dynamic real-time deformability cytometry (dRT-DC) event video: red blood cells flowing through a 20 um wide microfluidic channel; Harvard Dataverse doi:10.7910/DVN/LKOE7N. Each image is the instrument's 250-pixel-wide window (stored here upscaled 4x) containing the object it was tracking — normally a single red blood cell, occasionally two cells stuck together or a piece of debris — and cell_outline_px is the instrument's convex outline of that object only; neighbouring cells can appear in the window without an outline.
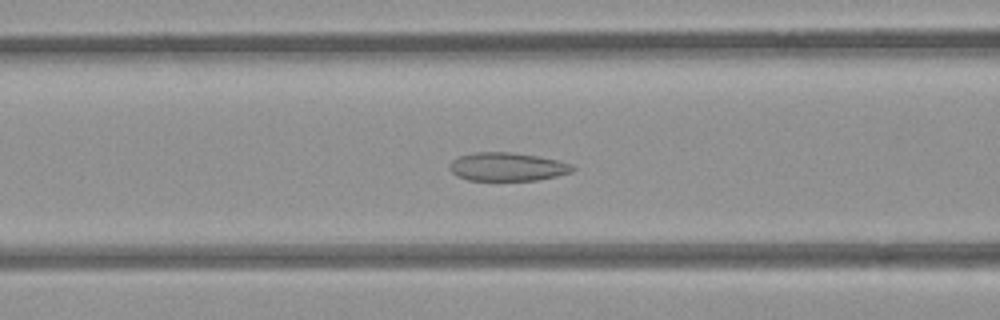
{"species": "common noctule bat (a hibernating species)", "species_latin": "Nyctalus noctula", "temperature_condition": "room temperature", "stored_images_in_passage": 52, "camera_frame_rate_fps": 3000, "um_per_image_px": 0.085, "animal": {"sex": "female", "body_mass_g": 21.9}, "frame": {"image": 1, "passage_image": 20, "time_ms": 6.333, "image_size_px": [1000, 320], "cell_outline_px": [[576, 168], [572, 172], [556, 176], [536, 180], [468, 180], [456, 176], [448, 168], [452, 160], [460, 156], [472, 152], [508, 152], [540, 156], [572, 164]], "centroid_in_image_um": [43.11, 14.17], "position_along_channel_um": 123.5, "area_um2": 20.4}}
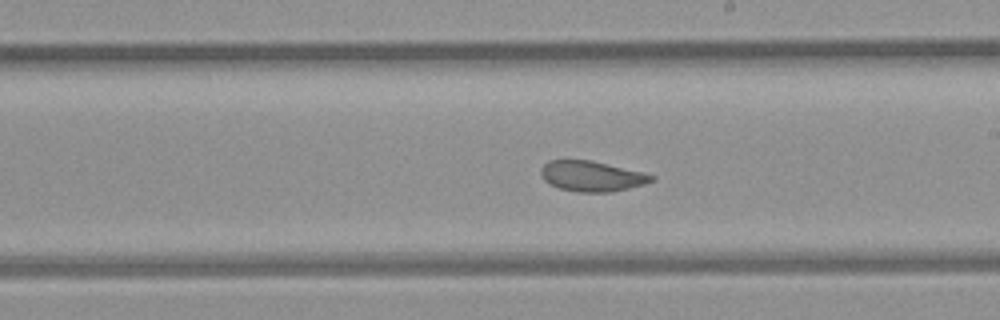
{"frame": {"image": 2, "passage_image": 29, "time_ms": 9.333, "image_size_px": [1000, 320], "cell_outline_px": [[656, 180], [644, 184], [612, 192], [576, 192], [560, 188], [548, 184], [544, 180], [540, 172], [540, 168], [548, 160], [592, 160], [644, 172], [656, 176]], "centroid_in_image_um": [50.31, 14.97], "position_along_channel_um": 238.7, "area_um2": 19.83}}
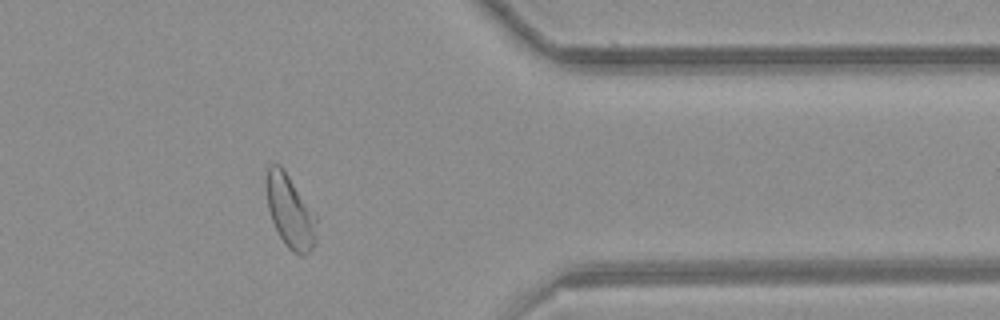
{"frame": {"image": 3, "passage_image": 42, "time_ms": 13.667, "image_size_px": [1000, 320], "cell_outline_px": [[316, 240], [312, 248], [304, 256], [300, 256], [292, 252], [288, 248], [280, 236], [272, 220], [268, 208], [264, 180], [268, 168], [272, 164], [280, 164], [284, 168], [316, 212]], "centroid_in_image_um": [24.67, 17.93], "position_along_channel_um": 386.7, "area_um2": 21.85}, "authors_computed_cell_mechanics": {"area_um2": 21.9062, "velocity_mm_per_s": 3.8393, "shape_relaxation_time_tau1_ms": null, "shape_relaxation_time_tau2_ms": 1.6484, "deformation_change_tau1": null, "deformation_change_tau2": 0.076}}